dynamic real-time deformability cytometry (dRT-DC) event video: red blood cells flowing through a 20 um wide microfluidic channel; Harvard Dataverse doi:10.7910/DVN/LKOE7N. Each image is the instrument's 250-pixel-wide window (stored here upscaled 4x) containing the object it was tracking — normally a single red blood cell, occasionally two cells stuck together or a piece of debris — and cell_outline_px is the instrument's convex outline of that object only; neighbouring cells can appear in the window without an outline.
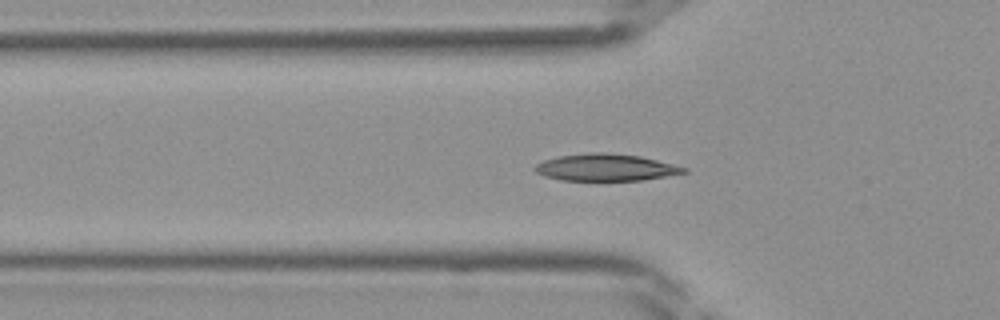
{"species": "Egyptian fruit bat (a non-hibernating species)", "species_latin": "Rousettus aegyptiacus", "temperature_condition": "room temperature", "stored_images_in_passage": 42, "camera_frame_rate_fps": 3000, "um_per_image_px": 0.085, "frame": {"image": 1, "passage_image": 13, "time_ms": 4.0, "image_size_px": [1000, 320], "cell_outline_px": [[688, 172], [640, 180], [560, 180], [544, 176], [536, 172], [532, 168], [536, 164], [544, 160], [560, 156], [592, 152], [604, 152], [640, 156], [688, 168]], "centroid_in_image_um": [51.45, 14.23], "position_along_channel_um": 74.3, "area_um2": 23.18}}
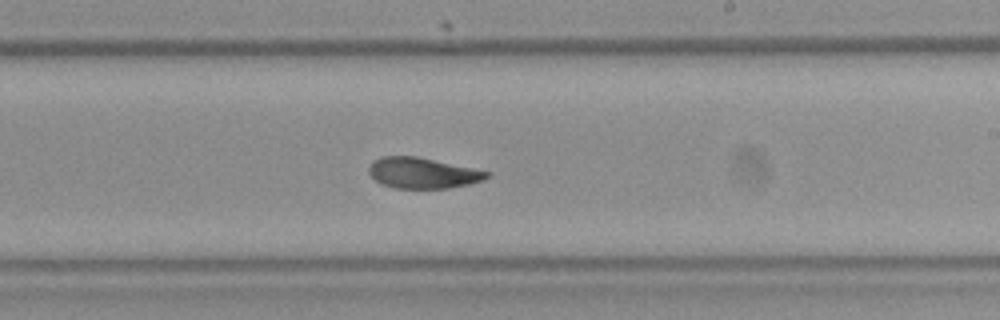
{"frame": {"image": 2, "passage_image": 24, "time_ms": 7.667, "image_size_px": [1000, 320], "cell_outline_px": [[492, 172], [488, 176], [480, 180], [468, 184], [448, 188], [396, 188], [380, 184], [368, 172], [368, 168], [372, 160], [380, 156], [416, 156]], "centroid_in_image_um": [35.87, 14.69], "position_along_channel_um": 253.1, "area_um2": 21.04}}
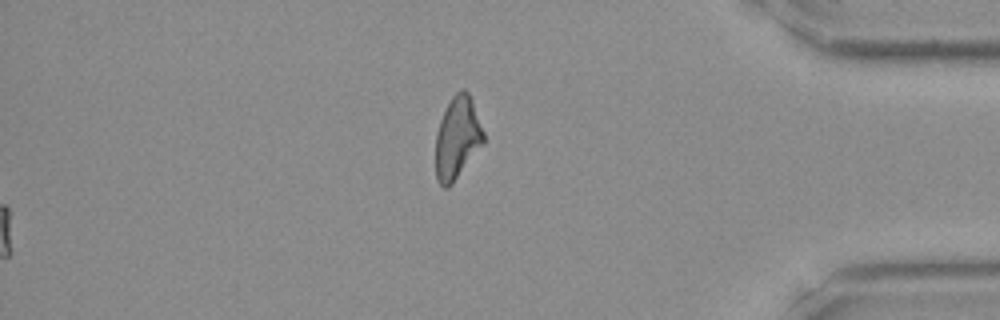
{"frame": {"image": 3, "passage_image": 42, "time_ms": 13.667, "image_size_px": [1000, 320], "cell_outline_px": [[484, 144], [452, 184], [448, 188], [444, 188], [436, 180], [436, 132], [440, 120], [452, 96], [456, 92], [464, 88], [468, 92], [472, 100], [484, 132]], "centroid_in_image_um": [38.87, 11.74], "position_along_channel_um": 396.3, "area_um2": 23.0}}